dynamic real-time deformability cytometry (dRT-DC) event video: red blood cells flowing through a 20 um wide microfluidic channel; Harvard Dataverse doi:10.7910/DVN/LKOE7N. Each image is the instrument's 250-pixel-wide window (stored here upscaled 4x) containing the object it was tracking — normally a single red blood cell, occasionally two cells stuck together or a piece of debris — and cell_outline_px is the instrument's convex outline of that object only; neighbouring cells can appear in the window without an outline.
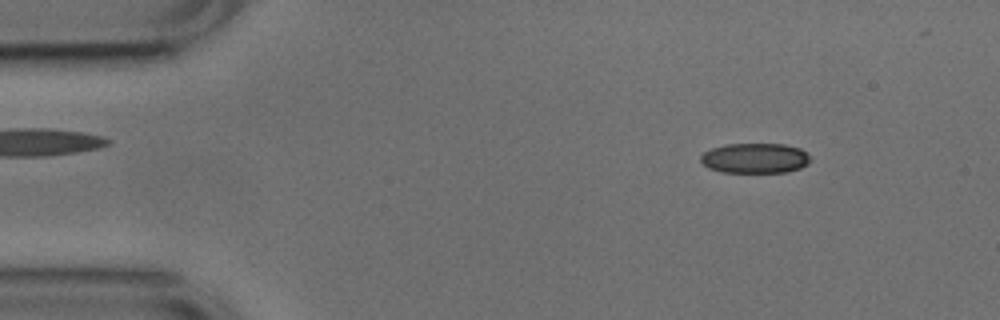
{"species": "common noctule bat (a hibernating species)", "species_latin": "Nyctalus noctula", "temperature_condition": "cold", "stored_images_in_passage": 13, "camera_frame_rate_fps": 3000, "um_per_image_px": 0.085, "animal": {"sex": "male", "body_mass_g": 17.9, "forearm_length_mm": 54.2}, "frame": {"image": 1, "passage_image": 6, "time_ms": 1.667, "image_size_px": [1000, 320], "cell_outline_px": [[812, 160], [808, 164], [800, 168], [788, 172], [720, 172], [708, 168], [700, 160], [700, 156], [704, 152], [712, 148], [724, 144], [784, 144], [800, 148], [808, 152]], "centroid_in_image_um": [64.21, 13.44], "position_along_channel_um": 20.8, "area_um2": 19.48}}